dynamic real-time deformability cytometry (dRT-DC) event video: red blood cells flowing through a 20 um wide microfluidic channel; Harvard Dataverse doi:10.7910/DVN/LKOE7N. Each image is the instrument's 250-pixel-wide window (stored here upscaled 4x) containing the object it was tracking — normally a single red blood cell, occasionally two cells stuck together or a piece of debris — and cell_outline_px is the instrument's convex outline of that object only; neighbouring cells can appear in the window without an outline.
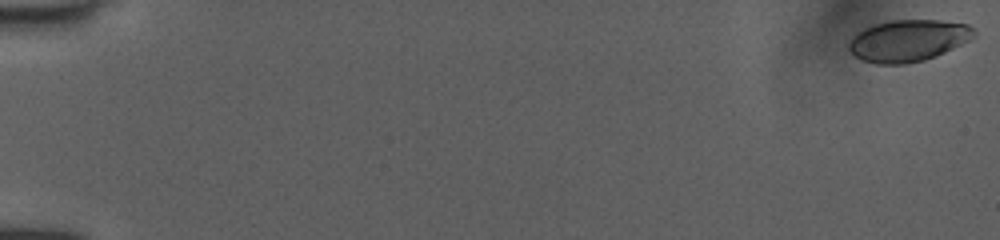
{"species": "human", "species_latin": "Homo sapiens", "temperature_condition": "room temperature", "stored_images_in_passage": 53, "camera_frame_rate_fps": 3000, "um_per_image_px": 0.085, "donor": {"sex": "female"}, "frame": {"image": 1, "passage_image": 1, "time_ms": 0.0, "image_size_px": [1000, 240], "cell_outline_px": [[976, 36], [936, 56], [924, 60], [904, 64], [876, 64], [860, 60], [848, 48], [848, 40], [856, 32], [864, 28], [876, 24], [892, 20], [940, 20], [968, 24], [976, 32]], "centroid_in_image_um": [77.16, 3.45], "position_along_channel_um": 7.8, "area_um2": 30.46}}
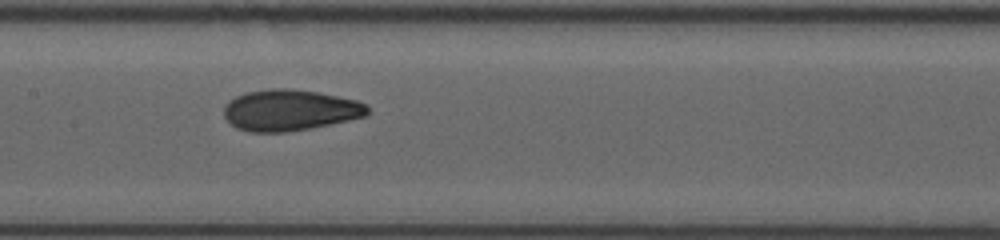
{"frame": {"image": 2, "passage_image": 28, "time_ms": 9.0, "image_size_px": [1000, 240], "cell_outline_px": [[368, 116], [288, 132], [248, 132], [236, 128], [224, 116], [224, 104], [236, 96], [248, 92], [268, 88], [288, 88], [316, 92], [356, 100], [368, 104]], "centroid_in_image_um": [24.62, 9.36], "position_along_channel_um": 182.8, "area_um2": 34.33}}
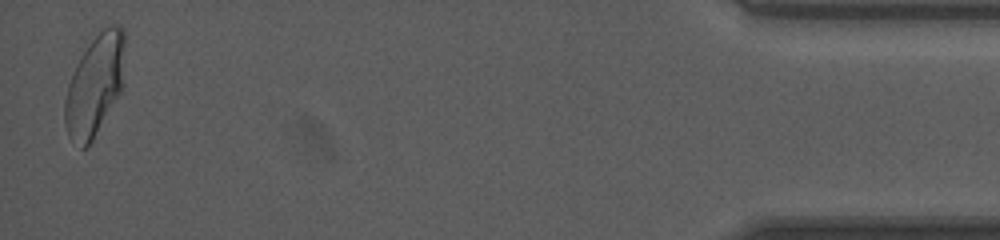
{"frame": {"image": 3, "passage_image": 52, "time_ms": 17.0, "image_size_px": [1000, 240], "cell_outline_px": [[124, 88], [88, 148], [80, 148], [68, 136], [64, 124], [64, 100], [68, 84], [76, 64], [80, 56], [92, 40], [104, 28], [112, 24], [116, 24], [124, 28]], "centroid_in_image_um": [8.07, 7.28], "position_along_channel_um": 427.1, "area_um2": 35.84}, "authors_computed_cell_mechanics": {"area_um2": 33.4662, "velocity_mm_per_s": 4.0278, "shape_relaxation_time_tau1_ms": 7.037, "shape_relaxation_time_tau2_ms": 1.2124, "deformation_change_tau1": 0.1895, "deformation_change_tau2": 0.058}}